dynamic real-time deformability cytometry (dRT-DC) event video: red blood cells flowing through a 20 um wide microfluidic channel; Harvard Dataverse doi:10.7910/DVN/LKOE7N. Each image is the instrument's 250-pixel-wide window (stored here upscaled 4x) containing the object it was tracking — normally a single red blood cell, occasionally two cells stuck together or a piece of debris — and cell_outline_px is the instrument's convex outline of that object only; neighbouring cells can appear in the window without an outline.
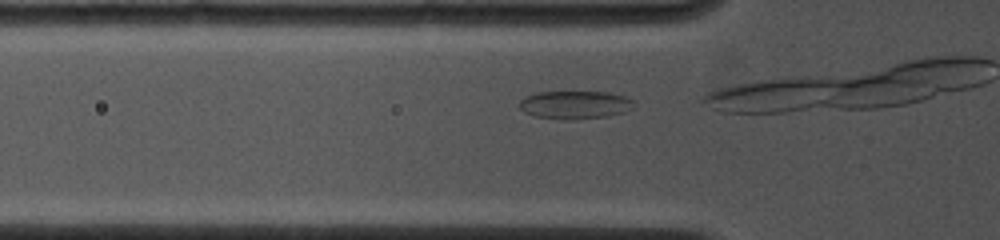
{"species": "common noctule bat (a hibernating species)", "species_latin": "Nyctalus noctula", "temperature_condition": "cold", "stored_images_in_passage": 7, "camera_frame_rate_fps": 4500, "um_per_image_px": 0.085, "animal": {"sex": "female", "body_mass_g": 19.0, "forearm_length_mm": 53.3}, "frame": {"image": 1, "passage_image": 2, "time_ms": 0.222, "image_size_px": [1000, 240], "cell_outline_px": [[636, 104], [632, 108], [624, 112], [608, 116], [572, 120], [536, 116], [524, 112], [520, 108], [520, 100], [524, 96], [536, 92], [608, 92], [624, 96], [636, 100]], "centroid_in_image_um": [48.91, 8.9], "position_along_channel_um": 76.9, "area_um2": 18.84}}